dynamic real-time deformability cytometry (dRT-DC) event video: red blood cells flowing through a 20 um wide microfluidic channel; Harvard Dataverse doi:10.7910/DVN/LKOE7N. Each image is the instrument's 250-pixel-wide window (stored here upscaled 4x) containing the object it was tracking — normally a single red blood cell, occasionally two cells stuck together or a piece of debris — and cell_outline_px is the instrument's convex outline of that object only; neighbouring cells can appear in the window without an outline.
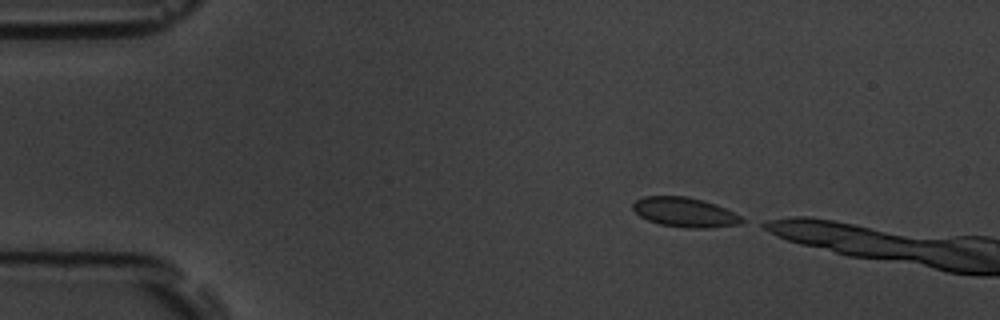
{"species": "common noctule bat (a hibernating species)", "species_latin": "Nyctalus noctula", "temperature_condition": "room temperature", "stored_images_in_passage": 6, "camera_frame_rate_fps": 3000, "um_per_image_px": 0.085, "animal": {"sex": "male", "body_mass_g": 19.5, "forearm_length_mm": 54.6}, "frame": {"image": 1, "passage_image": 1, "time_ms": 0.0, "image_size_px": [1000, 320], "cell_outline_px": [[748, 220], [740, 224], [708, 228], [684, 228], [660, 224], [648, 220], [640, 216], [632, 208], [632, 204], [636, 200], [644, 196], [688, 196], [704, 200], [716, 204]], "centroid_in_image_um": [58.22, 18.04], "position_along_channel_um": 26.8, "area_um2": 18.9}}